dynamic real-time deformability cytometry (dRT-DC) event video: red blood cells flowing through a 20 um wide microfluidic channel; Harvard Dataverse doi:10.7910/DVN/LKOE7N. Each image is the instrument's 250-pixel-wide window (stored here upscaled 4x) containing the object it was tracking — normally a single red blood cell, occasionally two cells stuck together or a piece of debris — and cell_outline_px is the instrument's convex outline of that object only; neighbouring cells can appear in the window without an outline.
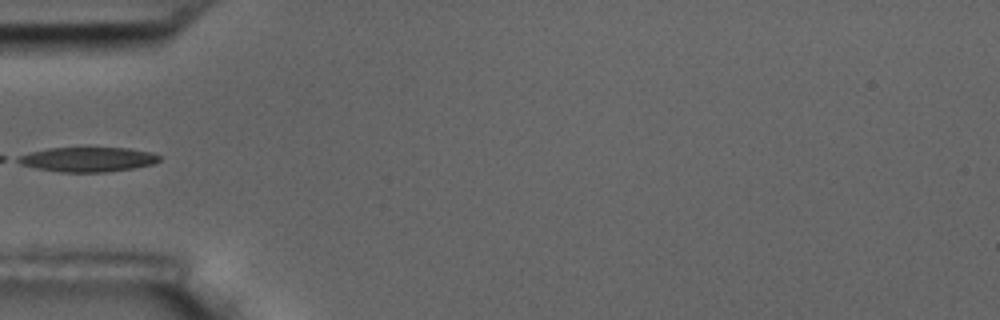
{"species": "common noctule bat (a hibernating species)", "species_latin": "Nyctalus noctula", "temperature_condition": "room temperature", "stored_images_in_passage": 5, "camera_frame_rate_fps": 3000, "um_per_image_px": 0.085, "animal": {"sex": "male", "body_mass_g": 17.5, "forearm_length_mm": 52.3}, "frame": {"image": 1, "passage_image": 5, "time_ms": 5.333, "image_size_px": [1000, 320], "cell_outline_px": [[160, 160], [152, 164], [132, 168], [104, 172], [60, 172], [36, 168], [20, 164], [12, 160], [16, 156], [48, 148], [84, 144], [88, 144], [128, 148], [152, 152], [160, 156]], "centroid_in_image_um": [7.4, 13.49], "position_along_channel_um": 77.6, "area_um2": 21.5}}